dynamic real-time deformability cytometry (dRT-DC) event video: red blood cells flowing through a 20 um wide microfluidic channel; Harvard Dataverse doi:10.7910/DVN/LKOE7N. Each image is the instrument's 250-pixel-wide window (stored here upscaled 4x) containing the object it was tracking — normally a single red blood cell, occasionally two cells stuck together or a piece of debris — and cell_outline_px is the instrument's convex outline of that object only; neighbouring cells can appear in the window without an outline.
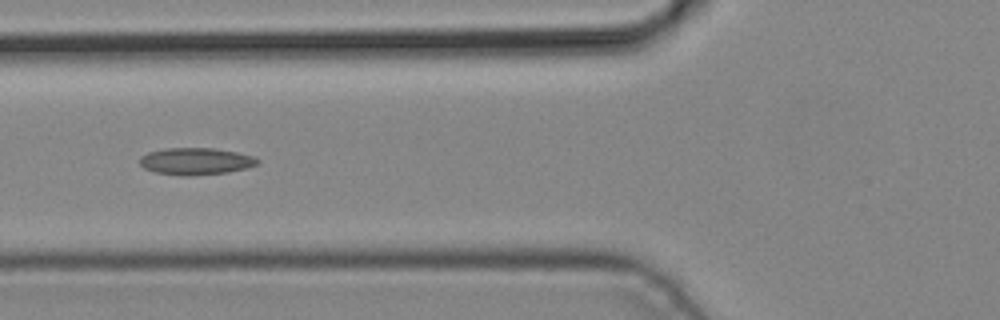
{"species": "common noctule bat (a hibernating species)", "species_latin": "Nyctalus noctula", "temperature_condition": "cold", "stored_images_in_passage": 3, "camera_frame_rate_fps": 3000, "um_per_image_px": 0.085, "animal": {"sex": "male", "body_mass_g": 19.2, "forearm_length_mm": 51.8}, "frame": {"image": 1, "passage_image": 3, "time_ms": 0.667, "image_size_px": [1000, 320], "cell_outline_px": [[260, 164], [248, 168], [228, 172], [188, 176], [184, 176], [156, 172], [144, 168], [140, 164], [140, 156], [148, 152], [164, 148], [212, 148], [236, 152], [252, 156], [260, 160]], "centroid_in_image_um": [16.65, 13.71], "position_along_channel_um": 109.1, "area_um2": 18.55}}